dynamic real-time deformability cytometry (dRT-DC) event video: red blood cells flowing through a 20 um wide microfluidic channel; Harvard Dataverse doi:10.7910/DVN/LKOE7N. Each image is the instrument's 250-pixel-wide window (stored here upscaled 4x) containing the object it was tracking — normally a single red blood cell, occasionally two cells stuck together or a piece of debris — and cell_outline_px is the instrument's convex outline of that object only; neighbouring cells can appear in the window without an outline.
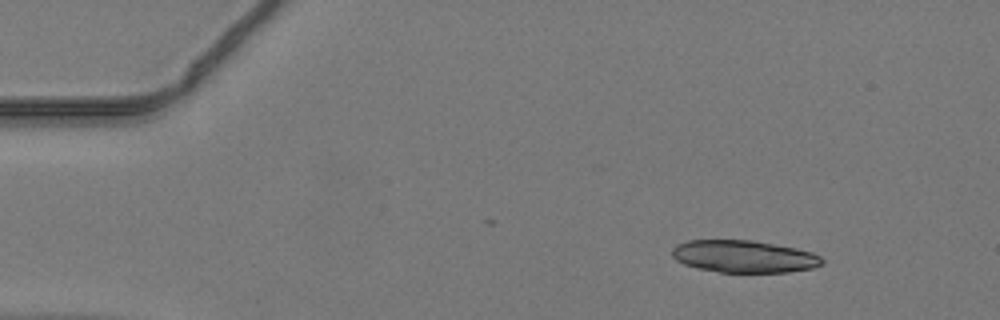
{"species": "common noctule bat (a hibernating species)", "species_latin": "Nyctalus noctula", "temperature_condition": "warm", "stored_images_in_passage": 34, "camera_frame_rate_fps": 3000, "um_per_image_px": 0.085, "animal": {"sex": "male", "body_mass_g": 19.2, "forearm_length_mm": 51.8}, "frame": {"image": 1, "passage_image": 1, "time_ms": 0.0, "image_size_px": [1000, 320], "cell_outline_px": [[824, 264], [812, 268], [788, 272], [720, 272], [696, 268], [684, 264], [676, 260], [672, 256], [672, 248], [676, 244], [688, 240], [752, 240], [796, 248], [812, 252], [820, 256], [824, 260]], "centroid_in_image_um": [63.23, 21.8], "position_along_channel_um": 21.8, "area_um2": 28.32}}
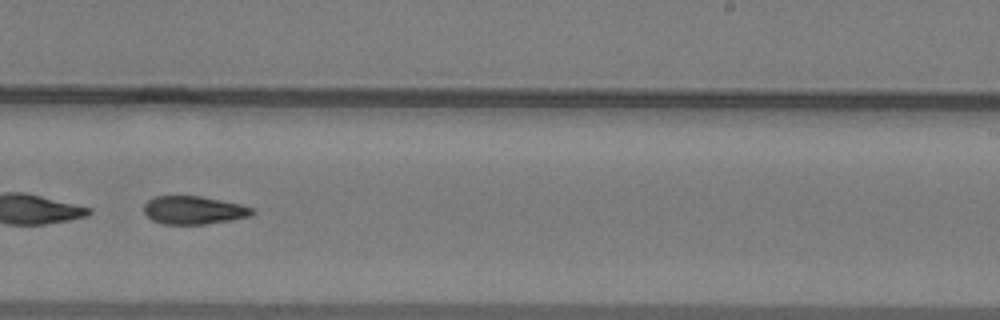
{"frame": {"image": 2, "passage_image": 25, "time_ms": 8.0, "image_size_px": [1000, 320], "cell_outline_px": [[256, 212], [248, 216], [232, 220], [204, 224], [164, 224], [152, 220], [144, 212], [144, 204], [148, 200], [156, 196], [200, 196], [240, 204], [252, 208]], "centroid_in_image_um": [16.45, 17.86], "position_along_channel_um": 272.5, "area_um2": 17.63}}
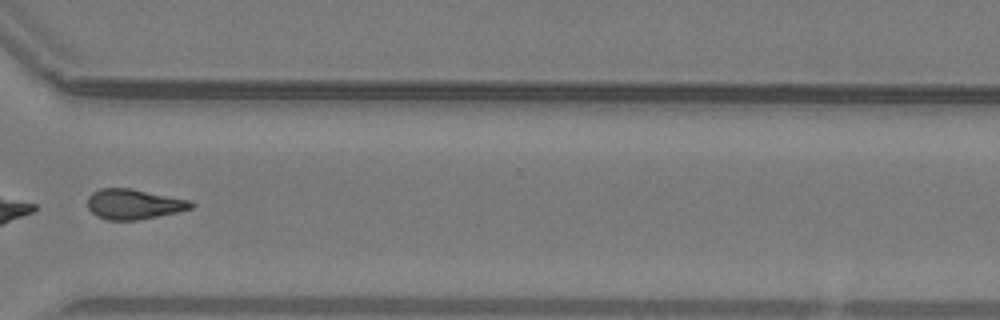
{"frame": {"image": 3, "passage_image": 31, "time_ms": 10.0, "image_size_px": [1000, 320], "cell_outline_px": [[196, 204], [192, 208], [176, 212], [136, 220], [108, 220], [96, 216], [88, 208], [88, 196], [92, 192], [100, 188], [132, 188], [192, 200]], "centroid_in_image_um": [11.38, 17.34], "position_along_channel_um": 359.2, "area_um2": 18.32}}